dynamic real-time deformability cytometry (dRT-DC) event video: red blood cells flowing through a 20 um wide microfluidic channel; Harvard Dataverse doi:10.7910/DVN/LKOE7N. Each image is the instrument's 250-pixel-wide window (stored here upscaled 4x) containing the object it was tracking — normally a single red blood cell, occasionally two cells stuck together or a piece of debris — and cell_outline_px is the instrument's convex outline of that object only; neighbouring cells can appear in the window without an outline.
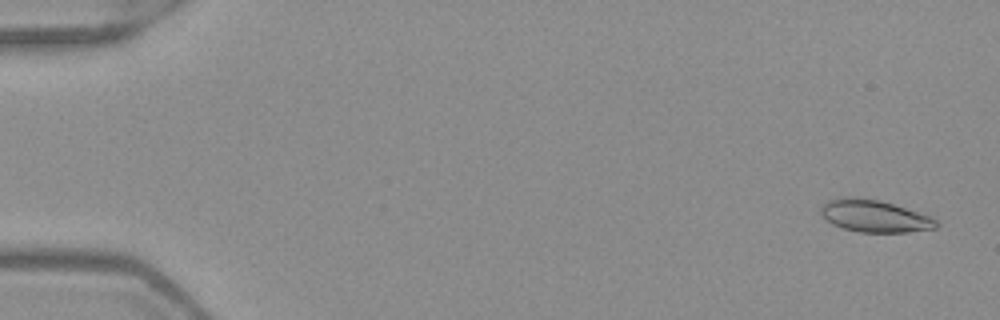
{"species": "Egyptian fruit bat (a non-hibernating species)", "species_latin": "Rousettus aegyptiacus", "temperature_condition": "warm", "stored_images_in_passage": 22, "camera_frame_rate_fps": 3000, "um_per_image_px": 0.085, "frame": {"image": 1, "passage_image": 2, "time_ms": 0.333, "image_size_px": [1000, 320], "cell_outline_px": [[940, 224], [936, 228], [908, 232], [860, 232], [844, 228], [832, 224], [824, 220], [820, 212], [820, 208], [828, 200], [844, 196], [852, 196], [880, 200], [932, 216]], "centroid_in_image_um": [74.32, 18.35], "position_along_channel_um": 10.7, "area_um2": 21.85}}
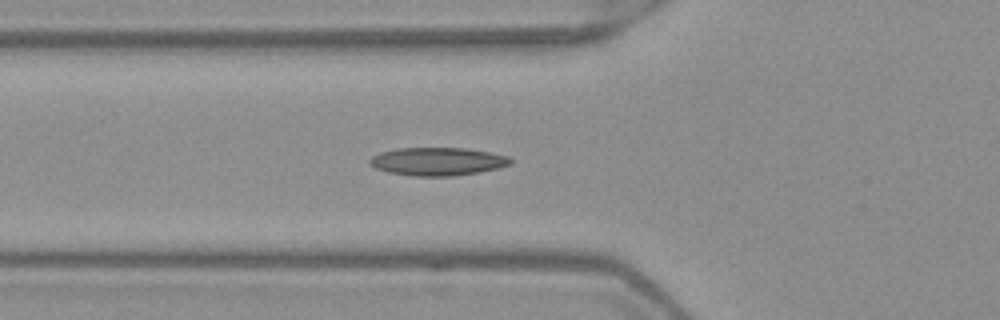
{"frame": {"image": 2, "passage_image": 19, "time_ms": 6.0, "image_size_px": [1000, 320], "cell_outline_px": [[512, 164], [500, 168], [480, 172], [452, 176], [412, 176], [388, 172], [376, 168], [368, 164], [368, 160], [372, 156], [380, 152], [396, 148], [464, 148], [492, 152], [508, 156], [512, 160]], "centroid_in_image_um": [37.2, 13.72], "position_along_channel_um": 88.6, "area_um2": 23.29}}
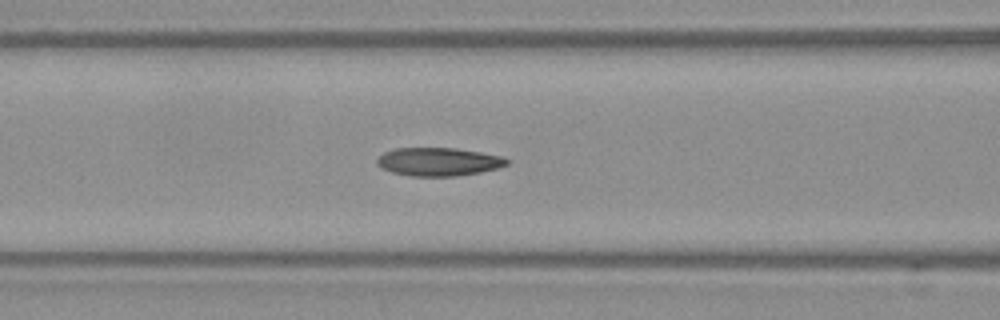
{"frame": {"image": 3, "passage_image": 22, "time_ms": 7.0, "image_size_px": [1000, 320], "cell_outline_px": [[512, 160], [508, 164], [500, 168], [480, 172], [456, 176], [412, 176], [392, 172], [380, 168], [376, 164], [376, 160], [384, 152], [396, 148], [456, 148], [480, 152], [500, 156]], "centroid_in_image_um": [37.29, 13.75], "position_along_channel_um": 129.3, "area_um2": 21.5}}